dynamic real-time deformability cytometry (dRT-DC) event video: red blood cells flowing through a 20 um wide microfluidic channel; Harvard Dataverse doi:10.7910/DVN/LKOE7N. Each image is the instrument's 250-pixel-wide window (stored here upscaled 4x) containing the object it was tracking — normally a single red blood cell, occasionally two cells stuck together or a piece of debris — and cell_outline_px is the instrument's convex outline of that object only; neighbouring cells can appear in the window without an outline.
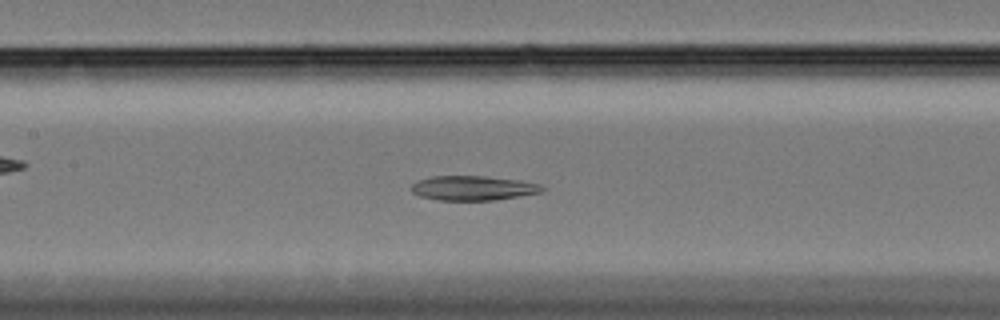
{"species": "Egyptian fruit bat (a non-hibernating species)", "species_latin": "Rousettus aegyptiacus", "temperature_condition": "cold", "stored_images_in_passage": 61, "camera_frame_rate_fps": 3000, "um_per_image_px": 0.085, "animal": {"sex": "female"}, "frame": {"image": 1, "passage_image": 28, "time_ms": 9.0, "image_size_px": [1000, 320], "cell_outline_px": [[548, 188], [540, 192], [520, 196], [496, 200], [436, 200], [420, 196], [412, 192], [408, 188], [412, 184], [420, 180], [432, 176], [484, 176], [516, 180], [540, 184]], "centroid_in_image_um": [40.19, 15.99], "position_along_channel_um": 167.2, "area_um2": 18.73}}
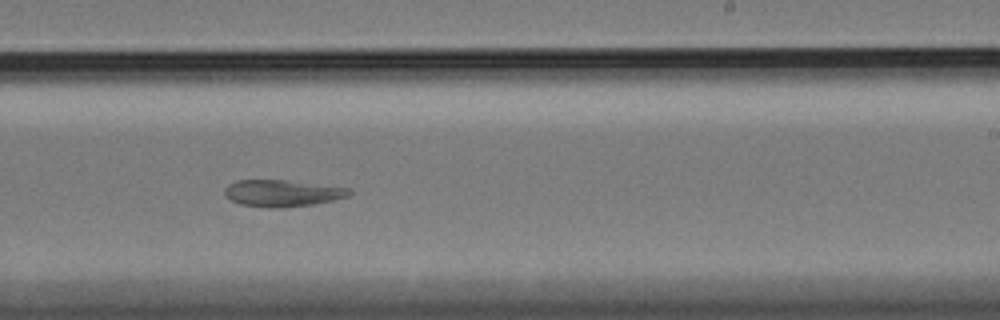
{"frame": {"image": 2, "passage_image": 37, "time_ms": 12.0, "image_size_px": [1000, 320], "cell_outline_px": [[352, 192], [348, 196], [316, 204], [280, 208], [272, 208], [240, 204], [224, 196], [224, 188], [228, 184], [236, 180], [284, 180], [348, 188]], "centroid_in_image_um": [23.94, 16.42], "position_along_channel_um": 265.1, "area_um2": 19.31}}
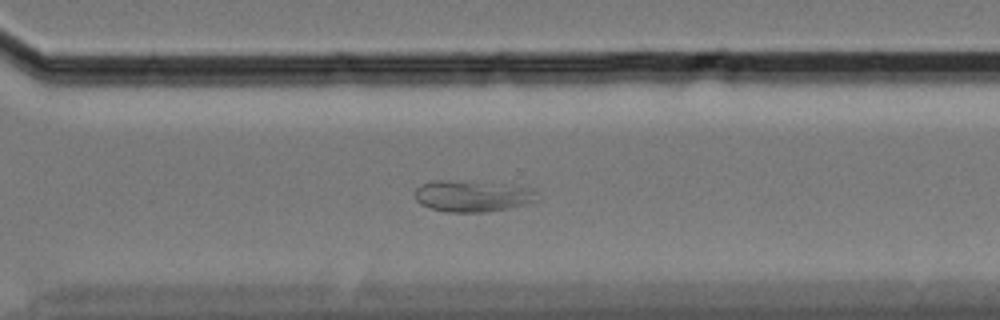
{"frame": {"image": 3, "passage_image": 43, "time_ms": 14.0, "image_size_px": [1000, 320], "cell_outline_px": [[540, 200], [512, 208], [484, 212], [448, 212], [432, 208], [420, 204], [416, 200], [416, 188], [420, 184], [440, 180], [452, 180], [488, 184], [532, 192]], "centroid_in_image_um": [40.0, 16.71], "position_along_channel_um": 330.6, "area_um2": 21.15}}